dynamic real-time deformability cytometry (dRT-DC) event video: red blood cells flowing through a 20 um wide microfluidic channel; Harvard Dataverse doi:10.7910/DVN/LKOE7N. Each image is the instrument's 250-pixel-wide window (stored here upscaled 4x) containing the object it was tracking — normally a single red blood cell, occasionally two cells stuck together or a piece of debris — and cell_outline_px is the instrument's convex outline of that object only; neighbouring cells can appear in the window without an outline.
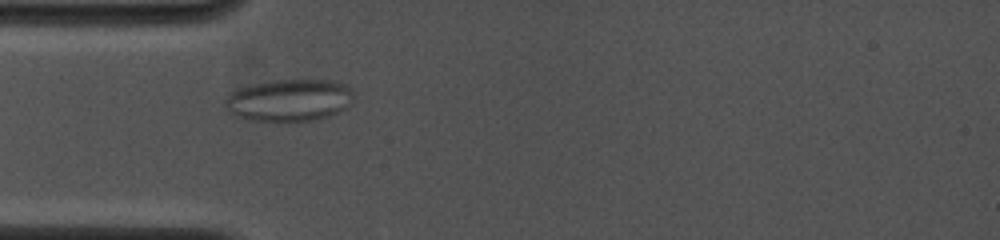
{"species": "common noctule bat (a hibernating species)", "species_latin": "Nyctalus noctula", "temperature_condition": "cold", "stored_images_in_passage": 40, "camera_frame_rate_fps": 4000, "um_per_image_px": 0.085, "animal": {"sex": "female", "body_mass_g": 19.0, "forearm_length_mm": 53.3}, "frame": {"image": 1, "passage_image": 4, "time_ms": 1.0, "image_size_px": [1000, 240], "cell_outline_px": [[352, 104], [328, 116], [312, 120], [256, 120], [236, 116], [228, 112], [224, 108], [224, 100], [232, 92], [256, 84], [276, 80], [332, 80], [348, 84], [352, 88]], "centroid_in_image_um": [24.62, 8.5], "position_along_channel_um": 60.4, "area_um2": 31.1}}
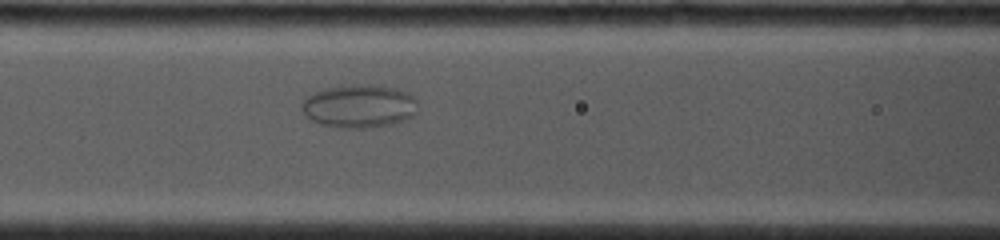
{"frame": {"image": 2, "passage_image": 11, "time_ms": 3.0, "image_size_px": [1000, 240], "cell_outline_px": [[416, 112], [408, 120], [392, 124], [364, 128], [340, 128], [320, 124], [304, 116], [300, 108], [300, 104], [308, 96], [324, 88], [352, 84], [368, 84], [396, 88], [408, 92], [416, 100]], "centroid_in_image_um": [30.51, 9.03], "position_along_channel_um": 136.1, "area_um2": 29.54}}
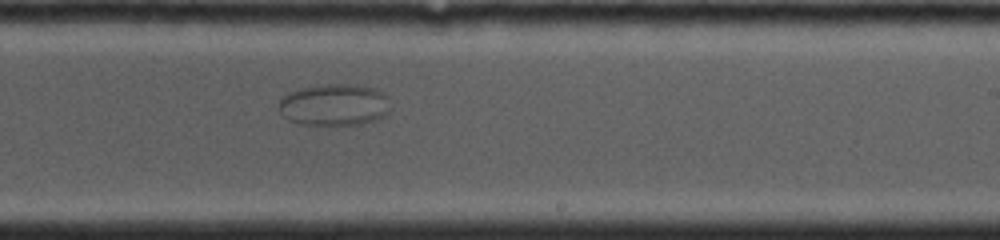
{"frame": {"image": 3, "passage_image": 22, "time_ms": 6.25, "image_size_px": [1000, 240], "cell_outline_px": [[388, 112], [384, 116], [376, 120], [360, 124], [300, 124], [288, 120], [280, 112], [280, 100], [288, 92], [300, 88], [332, 84], [348, 84], [368, 88], [380, 92], [384, 96]], "centroid_in_image_um": [28.34, 8.92], "position_along_channel_um": 260.7, "area_um2": 26.36}}